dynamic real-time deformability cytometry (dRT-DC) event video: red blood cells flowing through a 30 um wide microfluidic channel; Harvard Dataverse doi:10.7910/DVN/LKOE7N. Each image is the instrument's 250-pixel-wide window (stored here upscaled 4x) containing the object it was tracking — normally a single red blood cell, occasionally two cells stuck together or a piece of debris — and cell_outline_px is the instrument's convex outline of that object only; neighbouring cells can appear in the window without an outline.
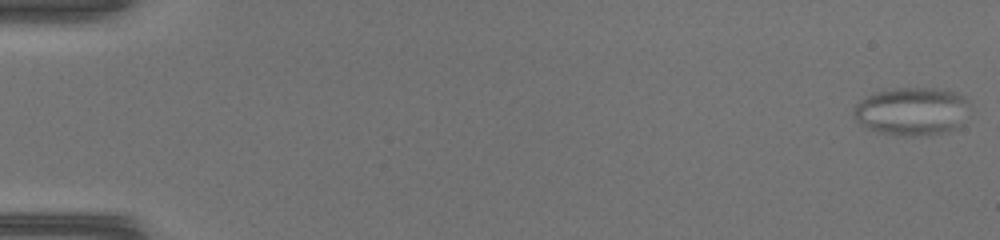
{"species": "common noctule bat (a hibernating species)", "species_latin": "Nyctalus noctula", "temperature_condition": "warm", "stored_images_in_passage": 47, "camera_frame_rate_fps": 3000, "um_per_image_px": 0.085, "animal": {"sex": "female", "body_mass_g": 17.0, "forearm_length_mm": 48.0}, "frame": {"image": 1, "passage_image": 1, "time_ms": 0.0, "image_size_px": [1000, 240], "cell_outline_px": [[972, 104], [964, 124], [960, 128], [948, 132], [932, 136], [896, 136], [880, 132], [868, 128], [860, 124], [852, 116], [852, 108], [860, 100], [872, 92], [892, 88], [932, 88], [956, 92], [964, 96]], "centroid_in_image_um": [77.56, 9.48], "position_along_channel_um": 7.4, "area_um2": 33.76}}
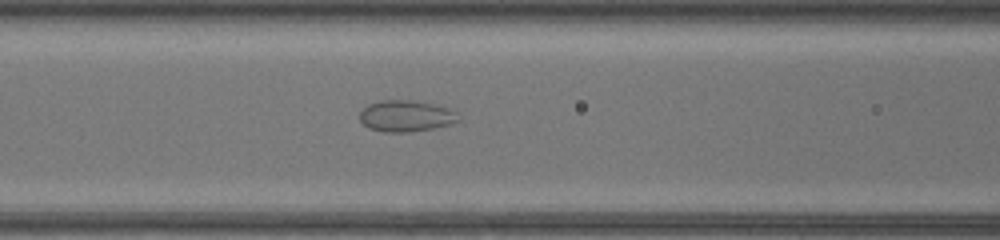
{"frame": {"image": 2, "passage_image": 21, "time_ms": 6.667, "image_size_px": [1000, 240], "cell_outline_px": [[460, 120], [452, 124], [432, 128], [408, 132], [384, 132], [368, 128], [360, 120], [360, 112], [368, 104], [384, 100], [404, 100], [428, 104], [444, 108], [456, 112]], "centroid_in_image_um": [34.46, 9.88], "position_along_channel_um": 132.1, "area_um2": 17.57}}
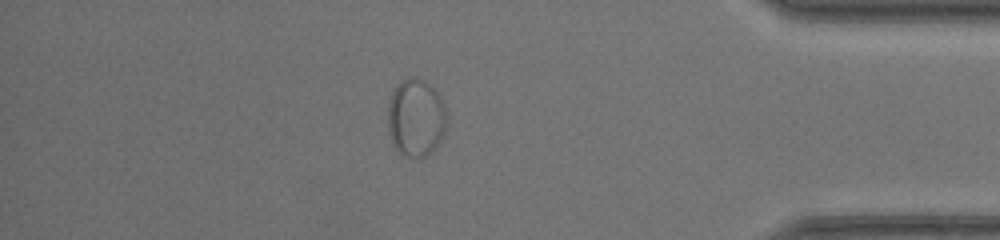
{"frame": {"image": 3, "passage_image": 41, "time_ms": 13.333, "image_size_px": [1000, 240], "cell_outline_px": [[444, 132], [436, 148], [424, 156], [408, 156], [400, 152], [396, 148], [392, 140], [388, 128], [388, 104], [392, 92], [404, 80], [424, 80], [436, 92], [444, 108]], "centroid_in_image_um": [35.32, 10.04], "position_along_channel_um": 399.9, "area_um2": 25.49}}